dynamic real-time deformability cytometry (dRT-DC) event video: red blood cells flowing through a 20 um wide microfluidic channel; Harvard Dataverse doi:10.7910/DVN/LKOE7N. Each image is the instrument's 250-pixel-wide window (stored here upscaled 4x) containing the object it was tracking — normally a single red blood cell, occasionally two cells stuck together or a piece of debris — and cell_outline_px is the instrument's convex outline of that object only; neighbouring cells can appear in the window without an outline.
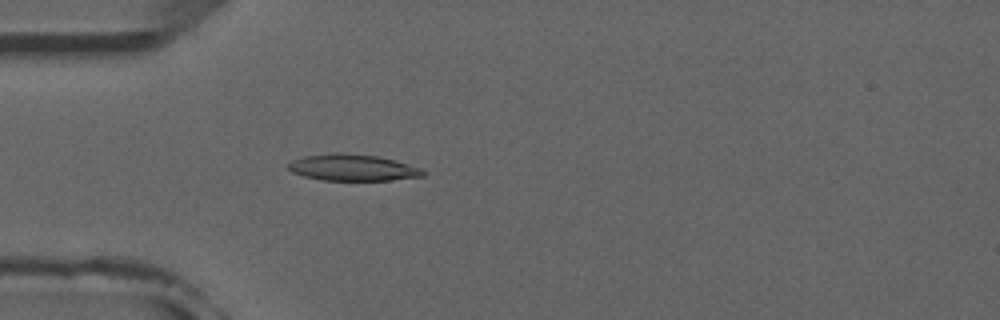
{"species": "common noctule bat (a hibernating species)", "species_latin": "Nyctalus noctula", "temperature_condition": "room temperature", "stored_images_in_passage": 5, "camera_frame_rate_fps": 3000, "um_per_image_px": 0.085, "animal": {"sex": "male", "forearm_length_mm": 52.5}, "frame": {"image": 1, "passage_image": 5, "time_ms": 4.667, "image_size_px": [1000, 320], "cell_outline_px": [[428, 172], [424, 176], [392, 180], [324, 180], [304, 176], [292, 172], [284, 164], [292, 160], [304, 156], [336, 152], [340, 152], [376, 156], [424, 168]], "centroid_in_image_um": [29.98, 14.24], "position_along_channel_um": 55.0, "area_um2": 20.92}}